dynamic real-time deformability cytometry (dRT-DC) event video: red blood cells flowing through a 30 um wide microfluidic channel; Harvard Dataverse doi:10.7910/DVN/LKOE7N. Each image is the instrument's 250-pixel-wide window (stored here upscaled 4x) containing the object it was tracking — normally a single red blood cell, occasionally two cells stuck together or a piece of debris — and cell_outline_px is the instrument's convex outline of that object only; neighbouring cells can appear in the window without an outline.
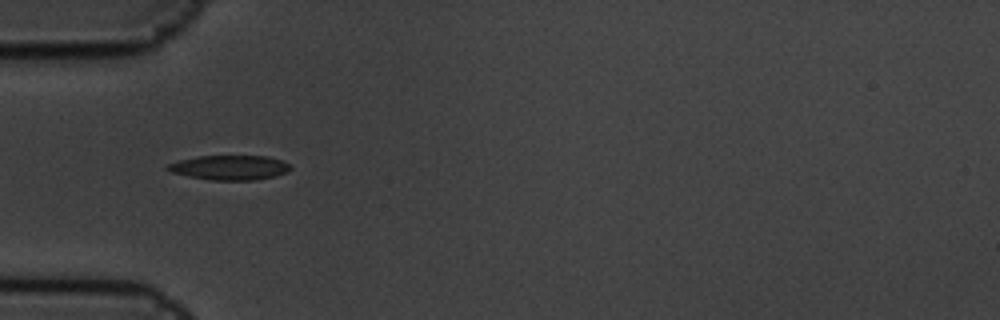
{"species": "common noctule bat (a hibernating species)", "species_latin": "Nyctalus noctula", "temperature_condition": "cold", "stored_images_in_passage": 7, "camera_frame_rate_fps": 3000, "um_per_image_px": 0.085, "animal": {"sex": "male", "body_mass_g": 19.5, "forearm_length_mm": 54.6}, "frame": {"image": 1, "passage_image": 1, "time_ms": 0.0, "image_size_px": [1000, 320], "cell_outline_px": [[292, 168], [288, 172], [276, 176], [256, 180], [212, 180], [188, 176], [172, 172], [164, 168], [168, 164], [180, 160], [196, 156], [268, 156], [284, 160], [292, 164]], "centroid_in_image_um": [19.59, 14.24], "position_along_channel_um": 65.4, "area_um2": 17.86}}
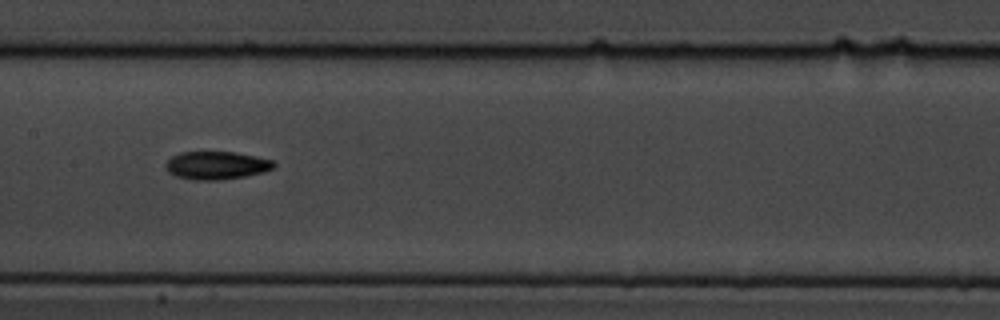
{"frame": {"image": 2, "passage_image": 4, "time_ms": 1.0, "image_size_px": [1000, 320], "cell_outline_px": [[276, 164], [272, 168], [264, 172], [244, 176], [220, 180], [192, 180], [176, 176], [168, 172], [164, 168], [164, 164], [172, 156], [180, 152], [236, 152], [256, 156], [272, 160]], "centroid_in_image_um": [18.36, 14.06], "position_along_channel_um": 189.0, "area_um2": 17.74}}
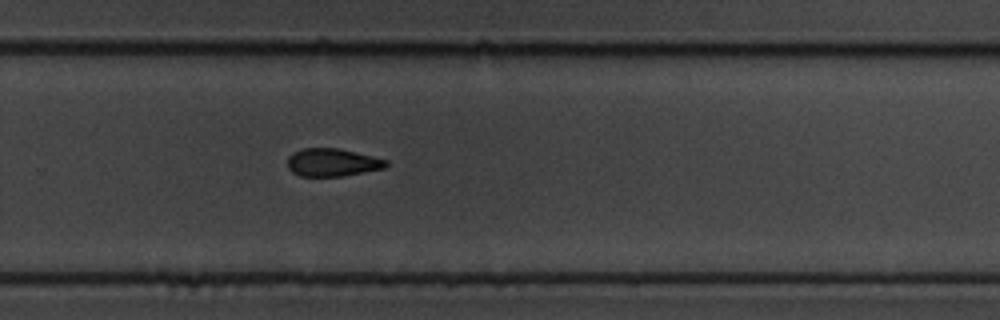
{"frame": {"image": 3, "passage_image": 7, "time_ms": 2.0, "image_size_px": [1000, 320], "cell_outline_px": [[388, 164], [384, 168], [344, 176], [300, 176], [292, 172], [288, 168], [288, 156], [292, 152], [304, 148], [336, 148], [372, 156], [388, 160]], "centroid_in_image_um": [28.23, 13.81], "position_along_channel_um": 301.6, "area_um2": 15.95}}